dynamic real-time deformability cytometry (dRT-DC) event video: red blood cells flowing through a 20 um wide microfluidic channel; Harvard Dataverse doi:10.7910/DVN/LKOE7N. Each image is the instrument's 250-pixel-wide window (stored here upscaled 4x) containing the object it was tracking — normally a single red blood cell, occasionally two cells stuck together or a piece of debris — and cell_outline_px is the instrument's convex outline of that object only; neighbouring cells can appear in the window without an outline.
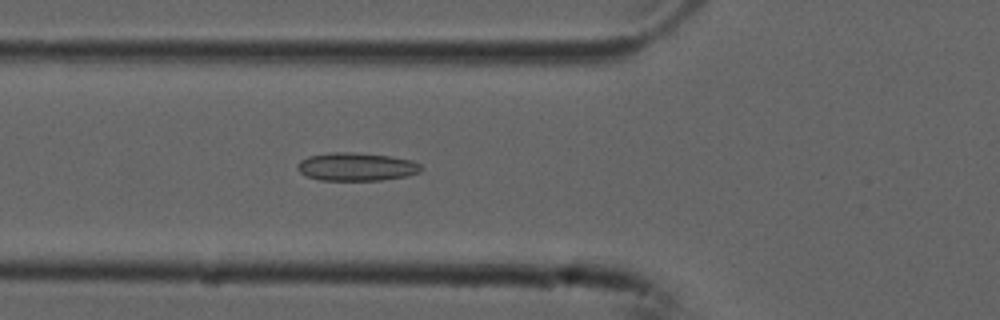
{"species": "common noctule bat (a hibernating species)", "species_latin": "Nyctalus noctula", "temperature_condition": "cold", "stored_images_in_passage": 5, "camera_frame_rate_fps": 3000, "um_per_image_px": 0.085, "animal": {"sex": "male", "forearm_length_mm": 52.5}, "frame": {"image": 1, "passage_image": 5, "time_ms": 1.333, "image_size_px": [1000, 320], "cell_outline_px": [[424, 168], [420, 172], [408, 176], [380, 180], [320, 180], [308, 176], [300, 172], [296, 168], [296, 164], [300, 160], [308, 156], [328, 152], [352, 152], [392, 156], [412, 160], [420, 164]], "centroid_in_image_um": [30.3, 14.16], "position_along_channel_um": 95.5, "area_um2": 20.52}}